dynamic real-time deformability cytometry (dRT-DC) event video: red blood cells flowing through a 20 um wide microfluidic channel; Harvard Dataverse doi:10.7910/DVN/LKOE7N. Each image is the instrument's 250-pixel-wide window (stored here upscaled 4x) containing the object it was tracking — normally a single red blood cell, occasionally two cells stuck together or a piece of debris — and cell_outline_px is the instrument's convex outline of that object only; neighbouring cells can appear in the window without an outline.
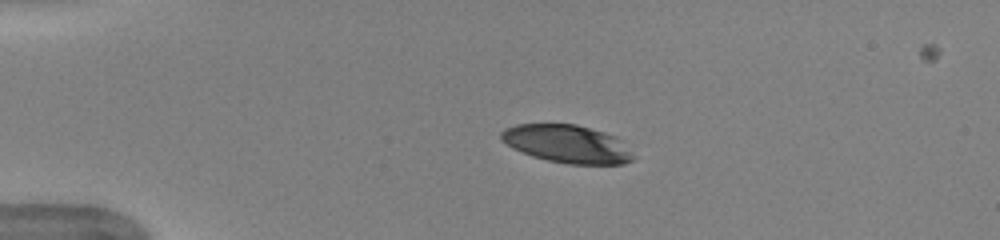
{"species": "human", "species_latin": "Homo sapiens", "temperature_condition": "warm", "stored_images_in_passage": 42, "camera_frame_rate_fps": 3000, "um_per_image_px": 0.085, "donor": {"sex": "female"}, "frame": {"image": 1, "passage_image": 1, "time_ms": 0.0, "image_size_px": [1000, 240], "cell_outline_px": [[632, 160], [624, 164], [568, 164], [548, 160], [532, 156], [512, 148], [500, 140], [500, 132], [504, 128], [516, 124], [576, 124], [604, 132], [616, 136], [632, 156]], "centroid_in_image_um": [48.13, 12.22], "position_along_channel_um": 36.9, "area_um2": 29.02}}
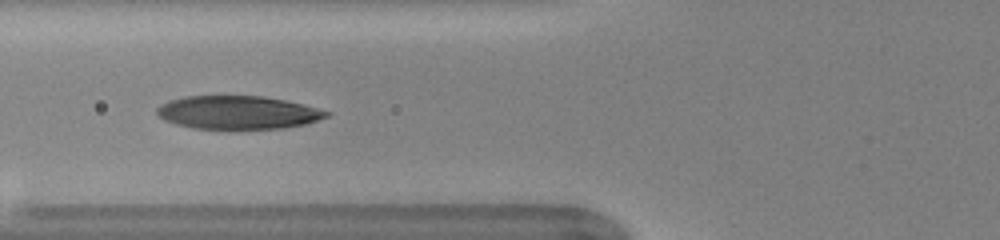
{"frame": {"image": 2, "passage_image": 10, "time_ms": 3.0, "image_size_px": [1000, 240], "cell_outline_px": [[332, 112], [328, 116], [304, 124], [284, 128], [192, 128], [176, 124], [164, 120], [156, 116], [156, 108], [160, 104], [168, 100], [184, 96], [264, 96], [304, 104]], "centroid_in_image_um": [20.17, 9.55], "position_along_channel_um": 105.6, "area_um2": 32.83}}
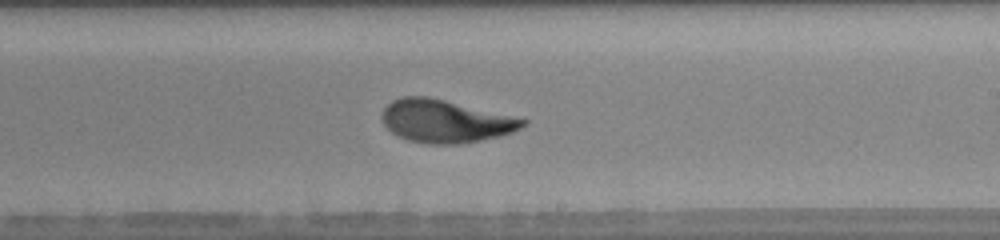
{"frame": {"image": 3, "passage_image": 21, "time_ms": 6.667, "image_size_px": [1000, 240], "cell_outline_px": [[528, 124], [512, 132], [500, 136], [480, 140], [456, 144], [428, 144], [408, 140], [392, 132], [384, 124], [380, 116], [384, 108], [392, 100], [400, 96], [428, 96], [528, 120]], "centroid_in_image_um": [37.82, 10.29], "position_along_channel_um": 251.2, "area_um2": 34.85}}